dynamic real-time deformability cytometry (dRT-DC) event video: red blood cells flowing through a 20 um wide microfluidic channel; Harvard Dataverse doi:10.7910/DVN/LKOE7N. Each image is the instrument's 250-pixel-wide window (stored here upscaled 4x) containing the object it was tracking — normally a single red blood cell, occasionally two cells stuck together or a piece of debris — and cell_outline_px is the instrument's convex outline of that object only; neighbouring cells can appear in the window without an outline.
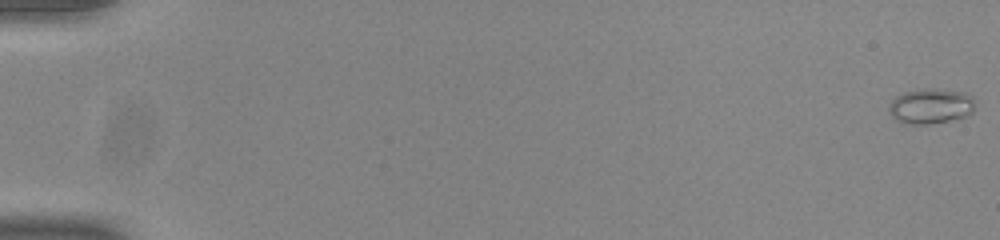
{"species": "common noctule bat (a hibernating species)", "species_latin": "Nyctalus noctula", "temperature_condition": "room temperature", "stored_images_in_passage": 55, "camera_frame_rate_fps": 3000, "um_per_image_px": 0.085, "animal": {"sex": "male", "body_mass_g": 20.0, "forearm_length_mm": 53.3}, "frame": {"image": 1, "passage_image": 1, "time_ms": 0.0, "image_size_px": [1000, 240], "cell_outline_px": [[976, 100], [972, 112], [968, 116], [928, 124], [904, 124], [892, 116], [888, 112], [888, 108], [892, 100], [896, 96], [904, 92], [924, 88], [932, 88], [964, 92], [972, 96]], "centroid_in_image_um": [79.12, 9.01], "position_along_channel_um": 5.9, "area_um2": 17.8}}
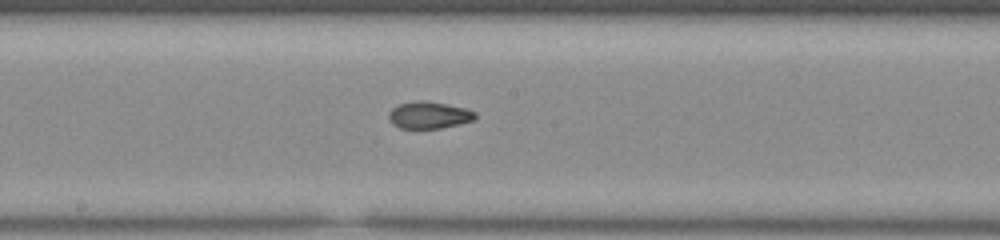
{"frame": {"image": 2, "passage_image": 31, "time_ms": 10.0, "image_size_px": [1000, 240], "cell_outline_px": [[476, 116], [472, 120], [460, 124], [440, 128], [400, 128], [392, 124], [388, 120], [388, 112], [392, 108], [400, 104], [416, 100], [420, 100], [448, 104], [464, 108], [476, 112]], "centroid_in_image_um": [36.43, 9.78], "position_along_channel_um": 211.8, "area_um2": 13.58}}
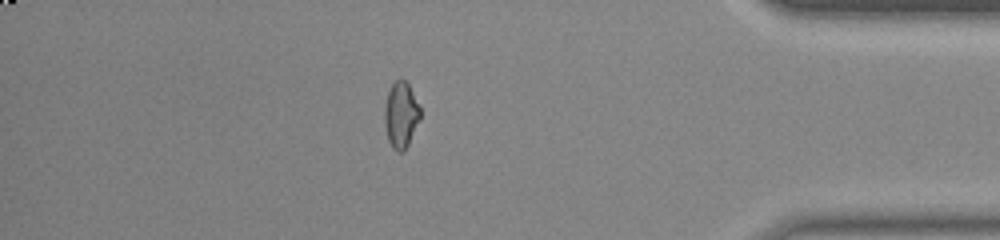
{"frame": {"image": 3, "passage_image": 48, "time_ms": 15.667, "image_size_px": [1000, 240], "cell_outline_px": [[420, 120], [408, 144], [400, 152], [396, 152], [392, 148], [388, 140], [384, 124], [384, 108], [388, 92], [392, 84], [396, 80], [404, 80], [408, 84], [420, 108]], "centroid_in_image_um": [34.06, 9.79], "position_along_channel_um": 401.1, "area_um2": 13.58}, "authors_computed_cell_mechanics": {"area_um2": 13.9298, "velocity_mm_per_s": 3.8983, "shape_relaxation_time_tau1_ms": null, "shape_relaxation_time_tau2_ms": 2.0868, "deformation_change_tau1": null, "deformation_change_tau2": 0.0633}}